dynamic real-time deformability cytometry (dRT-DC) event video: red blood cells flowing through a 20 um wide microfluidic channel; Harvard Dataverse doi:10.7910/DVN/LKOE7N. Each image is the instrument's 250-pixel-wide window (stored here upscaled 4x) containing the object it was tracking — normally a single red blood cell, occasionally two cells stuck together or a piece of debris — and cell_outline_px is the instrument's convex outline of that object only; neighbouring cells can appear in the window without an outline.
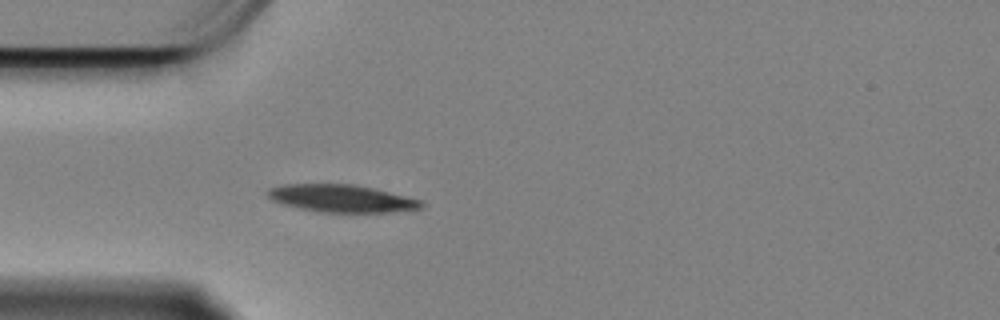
{"species": "Egyptian fruit bat (a non-hibernating species)", "species_latin": "Rousettus aegyptiacus", "temperature_condition": "cold", "stored_images_in_passage": 35, "camera_frame_rate_fps": 3000, "um_per_image_px": 0.085, "animal": {"sex": "female"}, "frame": {"image": 1, "passage_image": 1, "time_ms": 0.0, "image_size_px": [1000, 320], "cell_outline_px": [[424, 208], [388, 212], [316, 212], [280, 204], [272, 200], [268, 196], [268, 188], [284, 184], [352, 184], [372, 188], [424, 200]], "centroid_in_image_um": [29.03, 16.87], "position_along_channel_um": 56.0, "area_um2": 24.74}}
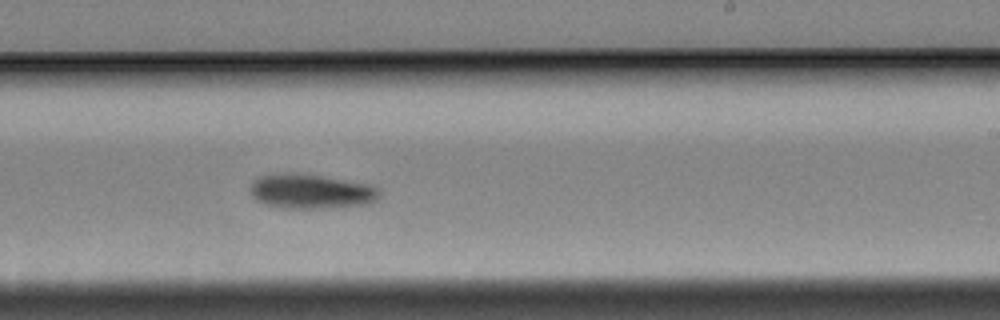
{"frame": {"image": 2, "passage_image": 20, "time_ms": 6.333, "image_size_px": [1000, 320], "cell_outline_px": [[380, 196], [376, 200], [368, 204], [328, 208], [280, 208], [264, 204], [256, 200], [252, 196], [252, 184], [260, 176], [320, 176], [368, 184], [376, 188], [380, 192]], "centroid_in_image_um": [26.5, 16.33], "position_along_channel_um": 262.5, "area_um2": 24.91}}
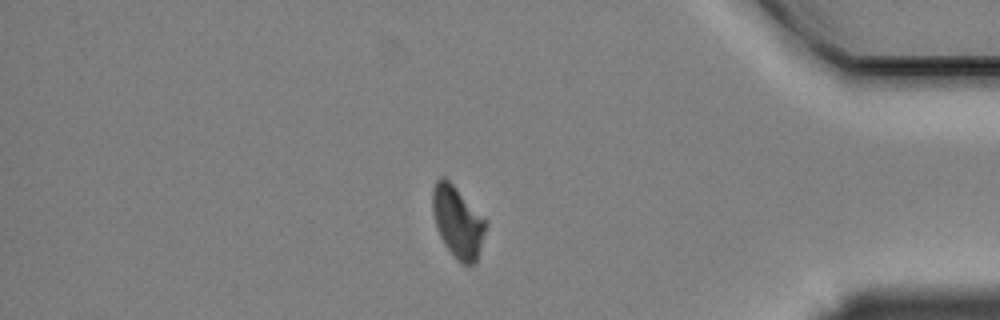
{"frame": {"image": 3, "passage_image": 35, "time_ms": 11.333, "image_size_px": [1000, 320], "cell_outline_px": [[488, 224], [476, 264], [468, 268], [460, 264], [456, 260], [444, 244], [440, 236], [432, 212], [432, 188], [436, 180], [440, 176], [444, 176], [452, 184]], "centroid_in_image_um": [38.9, 18.94], "position_along_channel_um": 396.3, "area_um2": 22.2}, "authors_computed_cell_mechanics": {"area_um2": 25.143, "velocity_mm_per_s": 3.3275, "shape_relaxation_time_tau1_ms": 2.9113, "shape_relaxation_time_tau2_ms": null, "deformation_change_tau1": 0.1139, "deformation_change_tau2": null}}